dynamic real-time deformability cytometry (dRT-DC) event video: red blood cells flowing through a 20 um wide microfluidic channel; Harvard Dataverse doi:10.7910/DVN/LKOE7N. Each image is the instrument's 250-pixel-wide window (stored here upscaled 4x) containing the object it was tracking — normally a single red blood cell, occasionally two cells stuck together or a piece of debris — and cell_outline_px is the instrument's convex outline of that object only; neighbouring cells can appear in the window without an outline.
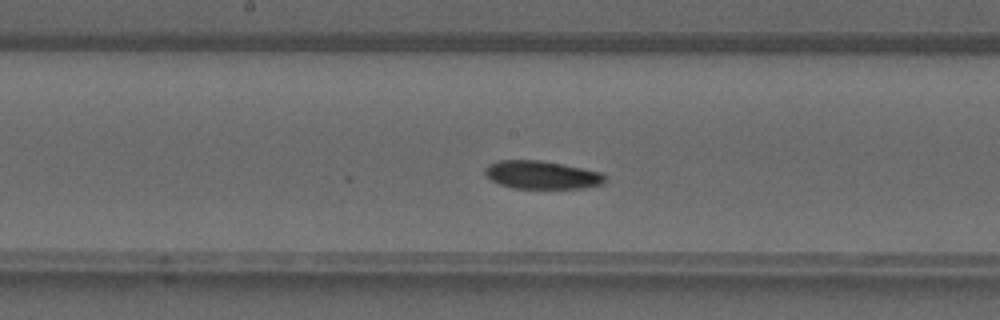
{"species": "common noctule bat (a hibernating species)", "species_latin": "Nyctalus noctula", "temperature_condition": "warm", "stored_images_in_passage": 30, "camera_frame_rate_fps": 3000, "um_per_image_px": 0.085, "animal": {"sex": "male", "forearm_length_mm": 52.5}, "frame": {"image": 1, "passage_image": 9, "time_ms": 2.667, "image_size_px": [1000, 320], "cell_outline_px": [[608, 180], [604, 184], [584, 188], [512, 188], [500, 184], [492, 180], [484, 172], [484, 168], [488, 164], [500, 160], [540, 160], [600, 172]], "centroid_in_image_um": [46.05, 14.87], "position_along_channel_um": 202.1, "area_um2": 19.54}}
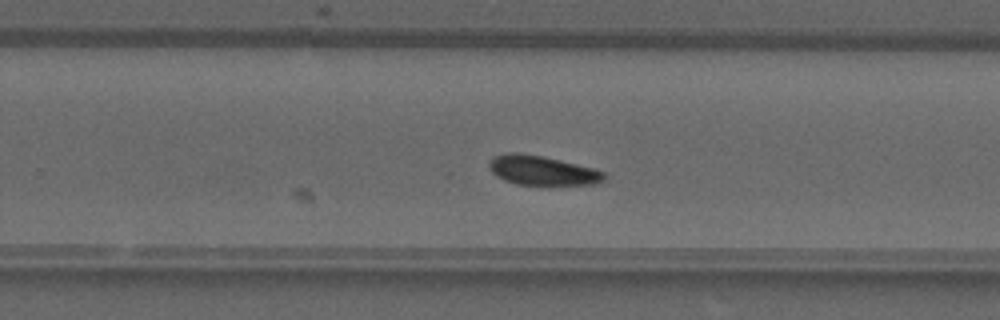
{"frame": {"image": 2, "passage_image": 14, "time_ms": 4.333, "image_size_px": [1000, 320], "cell_outline_px": [[604, 180], [596, 184], [556, 188], [540, 188], [516, 184], [504, 180], [496, 176], [492, 172], [488, 164], [488, 160], [492, 156], [508, 152], [516, 152], [540, 156], [592, 168], [604, 172]], "centroid_in_image_um": [46.07, 14.56], "position_along_channel_um": 283.7, "area_um2": 20.75}}
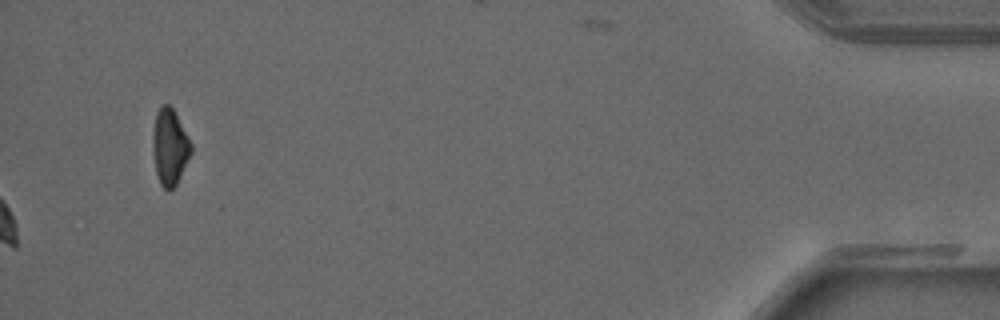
{"frame": {"image": 3, "passage_image": 30, "time_ms": 9.667, "image_size_px": [1000, 320], "cell_outline_px": [[192, 152], [176, 184], [168, 192], [160, 184], [156, 172], [152, 148], [152, 136], [156, 112], [160, 104], [168, 104], [172, 108], [192, 144]], "centroid_in_image_um": [14.41, 12.48], "position_along_channel_um": 420.8, "area_um2": 16.94}}